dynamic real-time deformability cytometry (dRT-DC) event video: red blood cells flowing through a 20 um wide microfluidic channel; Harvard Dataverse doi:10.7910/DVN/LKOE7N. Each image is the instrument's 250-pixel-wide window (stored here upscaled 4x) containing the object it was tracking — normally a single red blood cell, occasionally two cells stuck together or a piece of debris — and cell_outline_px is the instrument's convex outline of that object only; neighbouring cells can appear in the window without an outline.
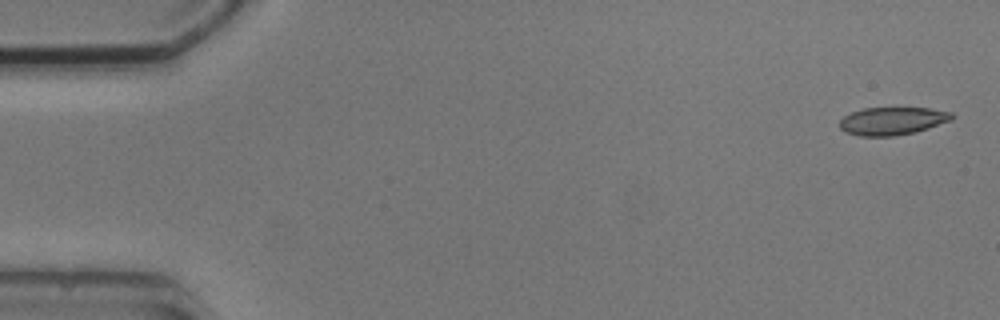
{"species": "common noctule bat (a hibernating species)", "species_latin": "Nyctalus noctula", "temperature_condition": "cold", "stored_images_in_passage": 2, "camera_frame_rate_fps": 3000, "um_per_image_px": 0.085, "animal": {"sex": "male", "body_mass_g": 20.5, "forearm_length_mm": 52.5}, "frame": {"image": 1, "passage_image": 1, "time_ms": 0.0, "image_size_px": [1000, 320], "cell_outline_px": [[956, 116], [952, 120], [916, 132], [892, 136], [860, 136], [844, 132], [840, 128], [840, 120], [844, 116], [852, 112], [864, 108], [932, 108], [952, 112]], "centroid_in_image_um": [75.88, 10.28], "position_along_channel_um": 9.1, "area_um2": 18.32}}